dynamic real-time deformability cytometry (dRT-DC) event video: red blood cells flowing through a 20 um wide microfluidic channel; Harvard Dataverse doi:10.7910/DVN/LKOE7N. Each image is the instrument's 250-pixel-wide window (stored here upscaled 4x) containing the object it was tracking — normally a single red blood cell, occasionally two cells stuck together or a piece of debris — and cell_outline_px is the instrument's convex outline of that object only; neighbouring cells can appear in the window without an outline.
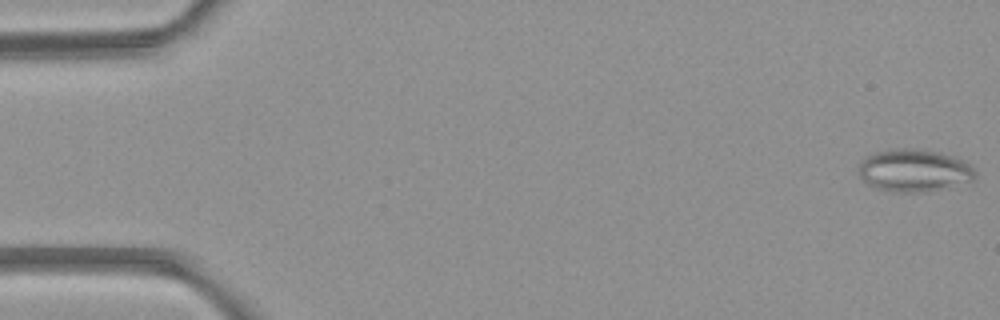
{"species": "common noctule bat (a hibernating species)", "species_latin": "Nyctalus noctula", "temperature_condition": "room temperature", "stored_images_in_passage": 5, "camera_frame_rate_fps": 3000, "um_per_image_px": 0.085, "animal": {"sex": "female", "body_mass_g": 21.9}, "frame": {"image": 1, "passage_image": 1, "time_ms": 0.0, "image_size_px": [1000, 320], "cell_outline_px": [[976, 176], [972, 180], [920, 192], [908, 192], [876, 188], [868, 184], [860, 176], [856, 168], [872, 152], [896, 148], [912, 148], [936, 152], [952, 156], [968, 164], [976, 172]], "centroid_in_image_um": [77.63, 14.46], "position_along_channel_um": 7.4, "area_um2": 28.09}}